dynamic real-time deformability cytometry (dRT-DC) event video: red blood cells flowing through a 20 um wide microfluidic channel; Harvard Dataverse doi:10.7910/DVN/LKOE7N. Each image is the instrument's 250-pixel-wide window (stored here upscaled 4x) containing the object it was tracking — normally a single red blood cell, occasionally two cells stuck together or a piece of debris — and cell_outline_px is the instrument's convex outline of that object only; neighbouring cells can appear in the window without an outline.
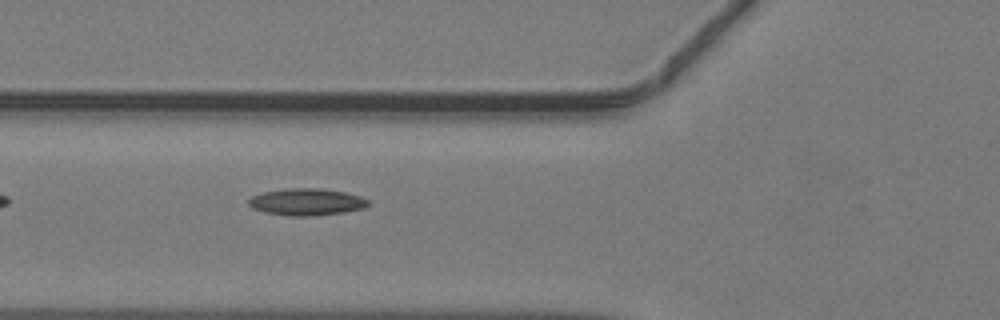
{"species": "common noctule bat (a hibernating species)", "species_latin": "Nyctalus noctula", "temperature_condition": "warm", "stored_images_in_passage": 28, "camera_frame_rate_fps": 3000, "um_per_image_px": 0.085, "animal": {"sex": "male", "body_mass_g": 19.2, "forearm_length_mm": 51.8}, "frame": {"image": 1, "passage_image": 3, "time_ms": 0.667, "image_size_px": [1000, 320], "cell_outline_px": [[372, 204], [364, 208], [344, 212], [316, 216], [288, 216], [264, 212], [252, 208], [248, 204], [248, 200], [252, 196], [264, 192], [284, 188], [320, 188], [344, 192], [360, 196], [368, 200]], "centroid_in_image_um": [26.07, 17.17], "position_along_channel_um": 99.7, "area_um2": 18.96}}
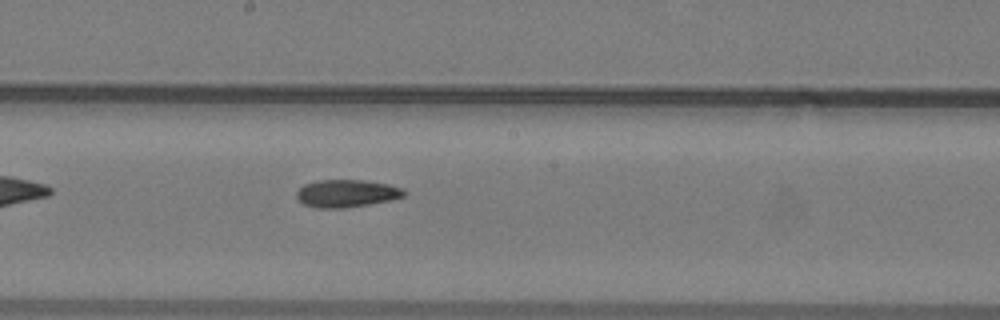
{"frame": {"image": 2, "passage_image": 11, "time_ms": 3.333, "image_size_px": [1000, 320], "cell_outline_px": [[404, 196], [392, 200], [344, 208], [316, 208], [304, 204], [296, 196], [296, 192], [304, 184], [316, 180], [364, 180], [388, 184], [400, 188], [404, 192]], "centroid_in_image_um": [29.43, 16.44], "position_along_channel_um": 218.8, "area_um2": 17.17}}
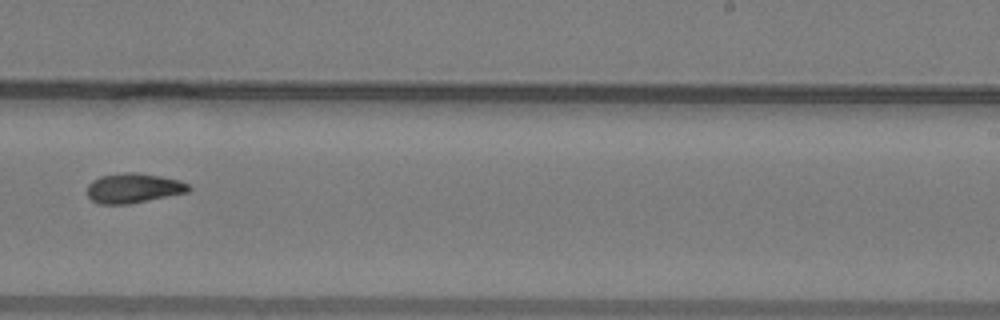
{"frame": {"image": 3, "passage_image": 15, "time_ms": 4.667, "image_size_px": [1000, 320], "cell_outline_px": [[192, 188], [188, 192], [128, 204], [100, 204], [92, 200], [88, 196], [88, 184], [92, 180], [100, 176], [124, 172], [136, 172], [160, 176], [180, 180], [188, 184]], "centroid_in_image_um": [11.34, 15.98], "position_along_channel_um": 277.7, "area_um2": 17.57}}